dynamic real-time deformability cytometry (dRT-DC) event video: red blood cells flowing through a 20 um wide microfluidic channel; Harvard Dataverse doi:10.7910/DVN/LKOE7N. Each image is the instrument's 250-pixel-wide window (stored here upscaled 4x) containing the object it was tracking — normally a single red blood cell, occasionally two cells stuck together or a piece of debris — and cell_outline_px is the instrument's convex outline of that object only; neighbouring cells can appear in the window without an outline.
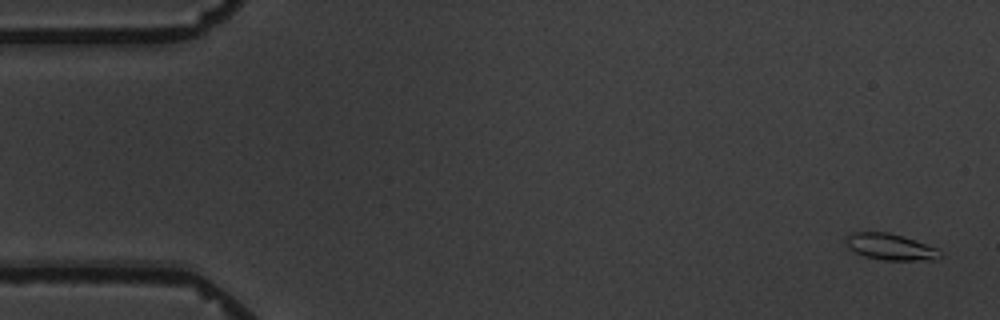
{"species": "common noctule bat (a hibernating species)", "species_latin": "Nyctalus noctula", "temperature_condition": "warm", "stored_images_in_passage": 6, "camera_frame_rate_fps": 3000, "um_per_image_px": 0.085, "animal": {"sex": "male", "body_mass_g": 19.5, "forearm_length_mm": 54.6}, "frame": {"image": 1, "passage_image": 1, "time_ms": 0.0, "image_size_px": [1000, 320], "cell_outline_px": [[940, 256], [936, 260], [884, 260], [864, 256], [848, 248], [844, 240], [852, 232], [888, 232], [940, 248]], "centroid_in_image_um": [75.69, 20.98], "position_along_channel_um": 9.3, "area_um2": 14.45}}
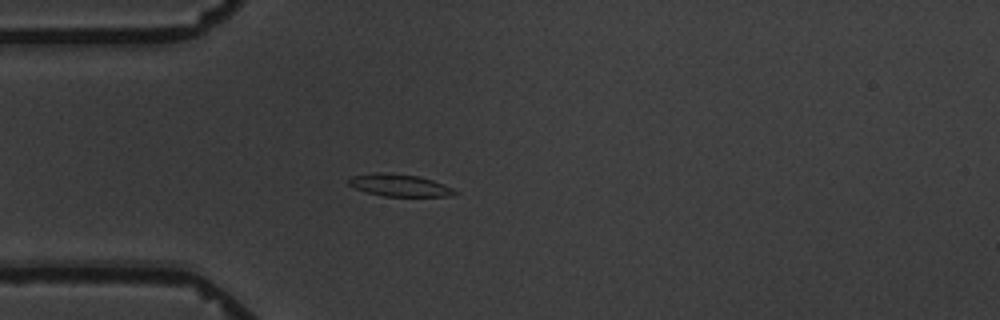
{"frame": {"image": 2, "passage_image": 5, "time_ms": 4.667, "image_size_px": [1000, 320], "cell_outline_px": [[460, 192], [452, 196], [384, 196], [368, 192], [356, 188], [348, 184], [348, 180], [352, 176], [372, 172], [392, 172], [420, 176], [444, 184]], "centroid_in_image_um": [33.98, 15.73], "position_along_channel_um": 51.0, "area_um2": 13.87}}